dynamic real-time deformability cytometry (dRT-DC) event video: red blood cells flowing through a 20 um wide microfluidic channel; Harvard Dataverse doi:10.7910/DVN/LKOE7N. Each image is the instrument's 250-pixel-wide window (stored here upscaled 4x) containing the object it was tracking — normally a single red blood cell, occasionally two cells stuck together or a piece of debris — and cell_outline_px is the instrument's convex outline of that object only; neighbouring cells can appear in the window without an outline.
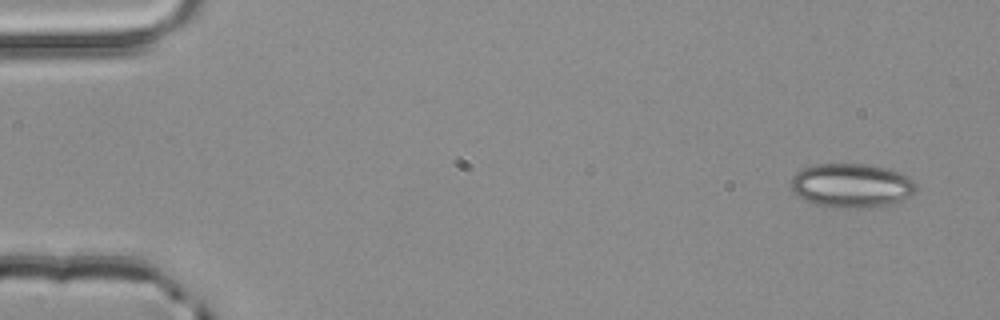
{"species": "common noctule bat (a hibernating species)", "species_latin": "Nyctalus noctula", "temperature_condition": "room temperature", "stored_images_in_passage": 3, "camera_frame_rate_fps": 3000, "um_per_image_px": 0.085, "animal": {"sex": "male", "body_mass_g": 20.4}, "frame": {"image": 1, "passage_image": 1, "time_ms": 0.0, "image_size_px": [1000, 320], "cell_outline_px": [[916, 188], [908, 196], [900, 200], [888, 204], [868, 208], [848, 208], [816, 204], [804, 200], [796, 196], [792, 192], [792, 176], [800, 168], [816, 164], [864, 164], [888, 168], [900, 172], [908, 176], [916, 184]], "centroid_in_image_um": [72.34, 15.75], "position_along_channel_um": 12.7, "area_um2": 32.08}}